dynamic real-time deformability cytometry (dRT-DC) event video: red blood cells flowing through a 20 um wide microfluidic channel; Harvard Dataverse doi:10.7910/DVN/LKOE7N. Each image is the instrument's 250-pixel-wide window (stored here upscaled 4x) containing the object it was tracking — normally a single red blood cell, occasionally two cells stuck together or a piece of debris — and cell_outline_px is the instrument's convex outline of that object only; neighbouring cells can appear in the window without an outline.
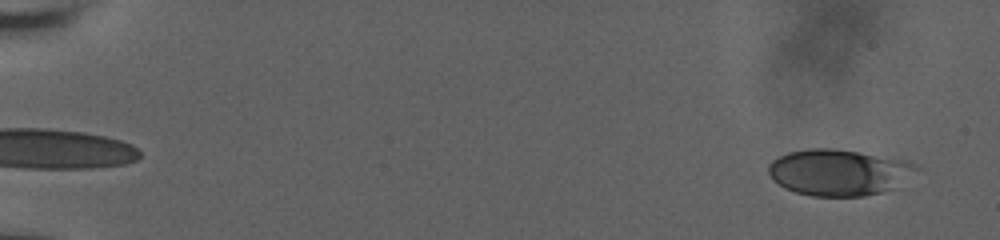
{"species": "human", "species_latin": "Homo sapiens", "temperature_condition": "room temperature", "stored_images_in_passage": 30, "camera_frame_rate_fps": 3000, "um_per_image_px": 0.085, "donor": {"sex": "male"}, "frame": {"image": 1, "passage_image": 3, "time_ms": 0.667, "image_size_px": [1000, 240], "cell_outline_px": [[920, 168], [892, 188], [880, 192], [864, 196], [812, 196], [796, 192], [784, 188], [772, 180], [768, 172], [768, 164], [772, 160], [788, 152], [808, 148], [832, 148], [908, 160], [916, 164]], "centroid_in_image_um": [71.25, 14.64], "position_along_channel_um": 13.8, "area_um2": 39.71}}
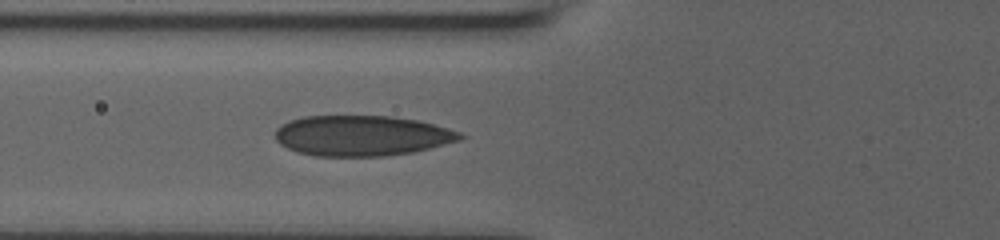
{"frame": {"image": 2, "passage_image": 25, "time_ms": 7.667, "image_size_px": [1000, 240], "cell_outline_px": [[464, 136], [460, 140], [412, 152], [384, 156], [316, 156], [296, 152], [280, 144], [276, 140], [276, 128], [280, 124], [288, 120], [304, 116], [392, 116], [416, 120], [448, 128], [460, 132]], "centroid_in_image_um": [30.7, 11.53], "position_along_channel_um": 95.1, "area_um2": 43.52}}
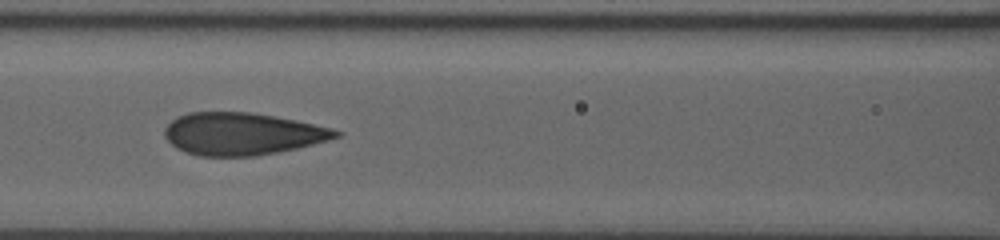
{"frame": {"image": 3, "passage_image": 29, "time_ms": 9.0, "image_size_px": [1000, 240], "cell_outline_px": [[344, 132], [340, 136], [328, 140], [296, 148], [256, 156], [200, 156], [184, 152], [176, 148], [164, 136], [164, 128], [176, 116], [188, 112], [252, 112], [296, 120], [332, 128]], "centroid_in_image_um": [20.57, 11.37], "position_along_channel_um": 146.0, "area_um2": 42.31}}